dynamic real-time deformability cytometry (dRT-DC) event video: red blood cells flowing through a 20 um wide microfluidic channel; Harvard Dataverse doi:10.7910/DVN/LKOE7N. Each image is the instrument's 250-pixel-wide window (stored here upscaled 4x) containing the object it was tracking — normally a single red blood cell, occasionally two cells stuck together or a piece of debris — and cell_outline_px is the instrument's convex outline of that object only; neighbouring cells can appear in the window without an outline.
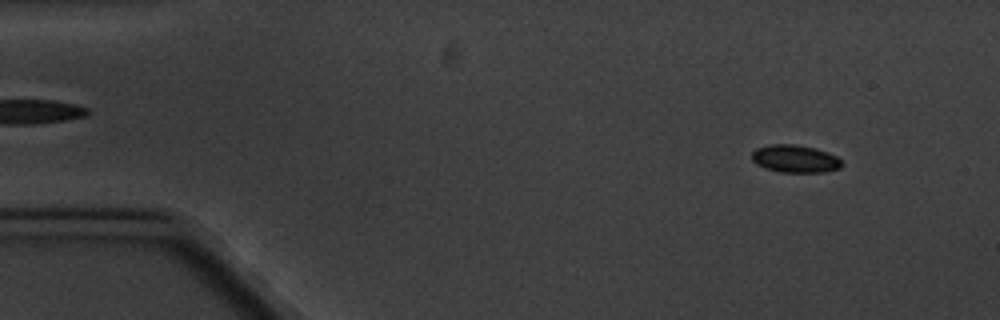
{"species": "common noctule bat (a hibernating species)", "species_latin": "Nyctalus noctula", "temperature_condition": "cold", "stored_images_in_passage": 4, "camera_frame_rate_fps": 3000, "um_per_image_px": 0.085, "animal": {"sex": "male", "body_mass_g": 20.1, "forearm_length_mm": 53.5}, "frame": {"image": 1, "passage_image": 1, "time_ms": 0.0, "image_size_px": [1000, 320], "cell_outline_px": [[844, 164], [840, 168], [824, 172], [780, 172], [764, 168], [756, 164], [752, 160], [752, 152], [756, 148], [768, 144], [792, 144], [816, 148], [828, 152], [836, 156]], "centroid_in_image_um": [67.57, 13.49], "position_along_channel_um": 17.4, "area_um2": 14.62}}
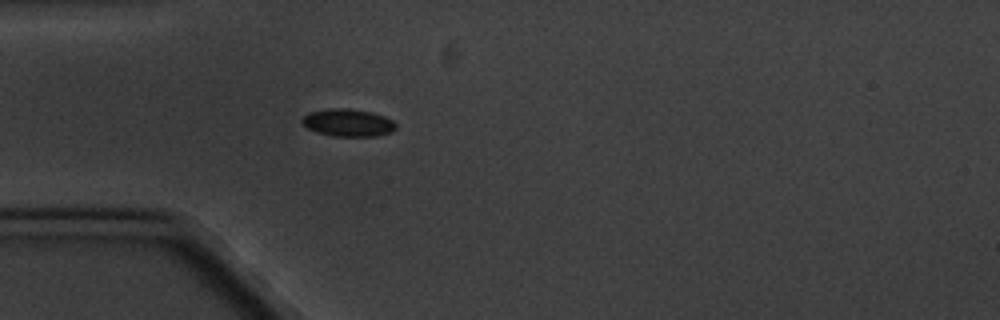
{"frame": {"image": 2, "passage_image": 4, "time_ms": 3.667, "image_size_px": [1000, 320], "cell_outline_px": [[396, 128], [392, 132], [376, 136], [332, 136], [316, 132], [308, 128], [300, 120], [308, 112], [328, 108], [348, 108], [372, 112], [384, 116], [392, 120], [396, 124]], "centroid_in_image_um": [29.58, 10.42], "position_along_channel_um": 55.4, "area_um2": 15.14}}